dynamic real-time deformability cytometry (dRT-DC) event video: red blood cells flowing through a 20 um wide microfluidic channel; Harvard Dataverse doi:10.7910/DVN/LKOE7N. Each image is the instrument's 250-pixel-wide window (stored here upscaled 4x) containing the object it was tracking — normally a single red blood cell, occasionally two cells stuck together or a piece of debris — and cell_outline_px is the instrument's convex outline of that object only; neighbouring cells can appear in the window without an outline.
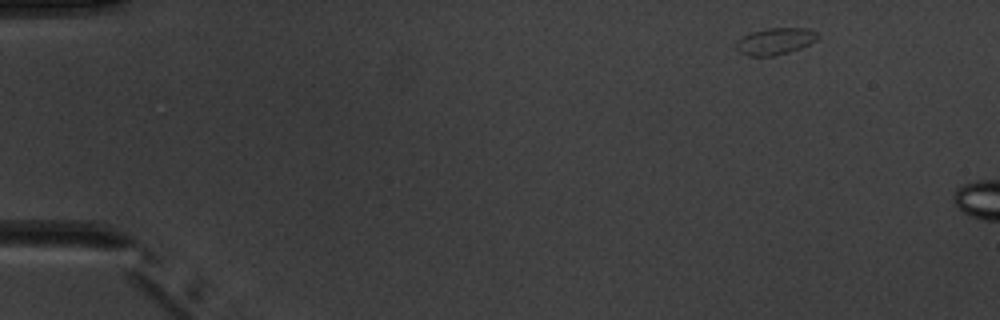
{"species": "common noctule bat (a hibernating species)", "species_latin": "Nyctalus noctula", "temperature_condition": "warm", "stored_images_in_passage": 3, "camera_frame_rate_fps": 3000, "um_per_image_px": 0.085, "animal": {"sex": "male", "body_mass_g": 20.1, "forearm_length_mm": 53.5}, "frame": {"image": 1, "passage_image": 1, "time_ms": 0.0, "image_size_px": [1000, 320], "cell_outline_px": [[816, 40], [800, 48], [788, 52], [772, 56], [752, 56], [740, 52], [736, 48], [736, 40], [752, 32], [768, 28], [808, 28], [816, 32]], "centroid_in_image_um": [65.87, 3.5], "position_along_channel_um": 19.1, "area_um2": 12.43}}